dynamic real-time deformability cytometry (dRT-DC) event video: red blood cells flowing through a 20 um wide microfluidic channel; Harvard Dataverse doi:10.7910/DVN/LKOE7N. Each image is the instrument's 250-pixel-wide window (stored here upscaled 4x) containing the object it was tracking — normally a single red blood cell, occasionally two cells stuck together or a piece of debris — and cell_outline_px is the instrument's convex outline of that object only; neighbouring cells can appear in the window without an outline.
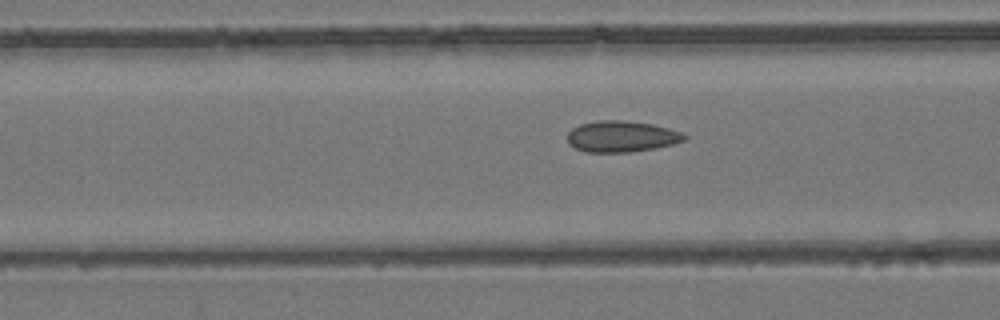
{"species": "common noctule bat (a hibernating species)", "species_latin": "Nyctalus noctula", "temperature_condition": "room temperature", "stored_images_in_passage": 44, "camera_frame_rate_fps": 3000, "um_per_image_px": 0.085, "animal": {"sex": "female", "body_mass_g": 24.6, "forearm_length_mm": 56.2}, "frame": {"image": 1, "passage_image": 12, "time_ms": 3.667, "image_size_px": [1000, 320], "cell_outline_px": [[688, 136], [684, 140], [672, 144], [656, 148], [632, 152], [584, 152], [568, 144], [568, 132], [572, 128], [580, 124], [596, 120], [620, 120], [652, 124], [668, 128], [680, 132]], "centroid_in_image_um": [52.8, 11.6], "position_along_channel_um": 113.8, "area_um2": 21.27}}
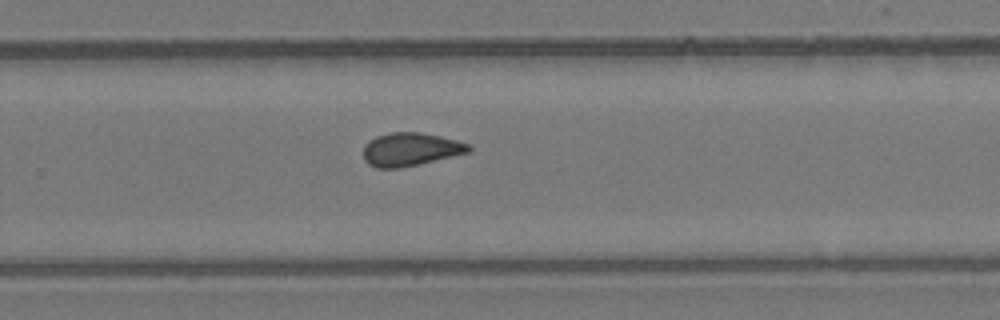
{"frame": {"image": 2, "passage_image": 26, "time_ms": 8.333, "image_size_px": [1000, 320], "cell_outline_px": [[472, 148], [468, 152], [452, 156], [400, 168], [376, 168], [368, 164], [364, 160], [364, 144], [368, 140], [376, 136], [388, 132], [420, 132], [440, 136], [472, 144]], "centroid_in_image_um": [34.86, 12.68], "position_along_channel_um": 294.9, "area_um2": 20.46}}
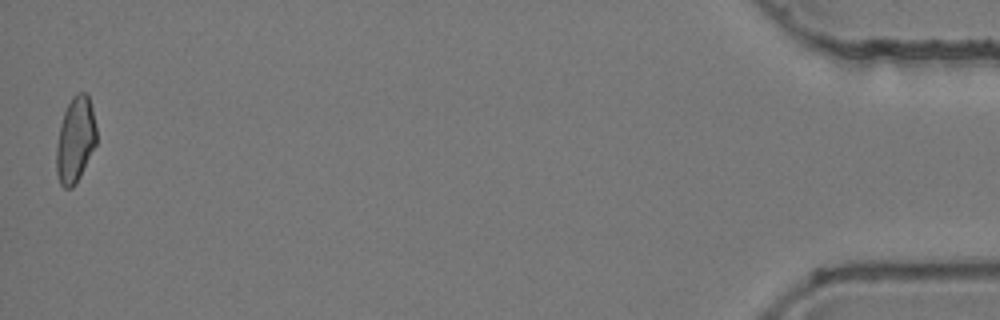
{"frame": {"image": 3, "passage_image": 44, "time_ms": 14.333, "image_size_px": [1000, 320], "cell_outline_px": [[96, 144], [76, 184], [72, 188], [64, 188], [60, 184], [56, 172], [56, 148], [60, 124], [64, 112], [72, 96], [76, 92], [88, 92], [92, 108], [96, 128]], "centroid_in_image_um": [6.4, 11.87], "position_along_channel_um": 428.8, "area_um2": 20.11}, "authors_computed_cell_mechanics": {"area_um2": 20.4323, "velocity_mm_per_s": 3.8867, "shape_relaxation_time_tau1_ms": null, "shape_relaxation_time_tau2_ms": 2.1673, "deformation_change_tau1": null, "deformation_change_tau2": 0.079}}